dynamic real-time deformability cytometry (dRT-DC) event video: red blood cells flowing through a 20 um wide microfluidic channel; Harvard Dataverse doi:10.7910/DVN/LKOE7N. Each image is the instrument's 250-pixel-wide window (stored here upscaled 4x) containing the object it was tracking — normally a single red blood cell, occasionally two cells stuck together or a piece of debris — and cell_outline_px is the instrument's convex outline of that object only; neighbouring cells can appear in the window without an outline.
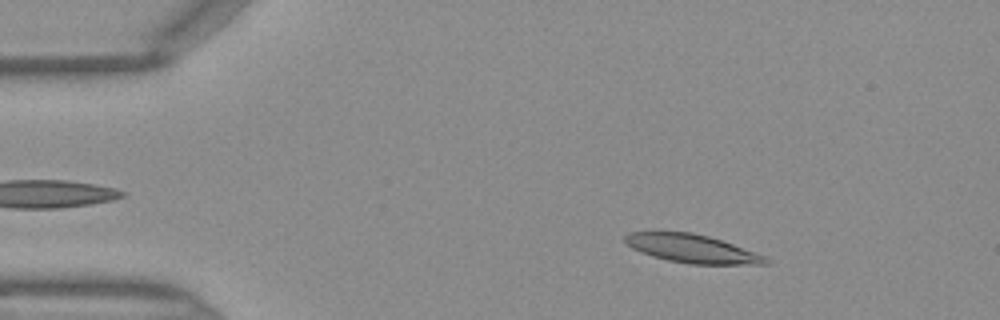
{"species": "Egyptian fruit bat (a non-hibernating species)", "species_latin": "Rousettus aegyptiacus", "temperature_condition": "warm", "stored_images_in_passage": 43, "camera_frame_rate_fps": 3000, "um_per_image_px": 0.085, "frame": {"image": 1, "passage_image": 4, "time_ms": 1.0, "image_size_px": [1000, 320], "cell_outline_px": [[772, 260], [768, 264], [692, 264], [668, 260], [652, 256], [640, 252], [632, 248], [624, 240], [624, 236], [628, 232], [692, 232], [708, 236], [768, 256]], "centroid_in_image_um": [58.85, 21.14], "position_along_channel_um": 26.1, "area_um2": 23.18}}
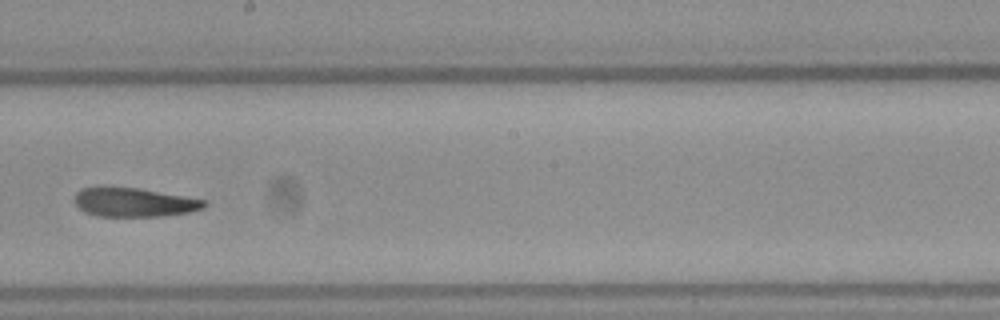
{"frame": {"image": 2, "passage_image": 23, "time_ms": 7.333, "image_size_px": [1000, 320], "cell_outline_px": [[208, 204], [204, 208], [188, 212], [160, 216], [96, 216], [84, 212], [76, 204], [76, 192], [80, 188], [96, 184], [108, 184], [136, 188], [208, 200]], "centroid_in_image_um": [11.33, 17.15], "position_along_channel_um": 236.9, "area_um2": 22.48}}
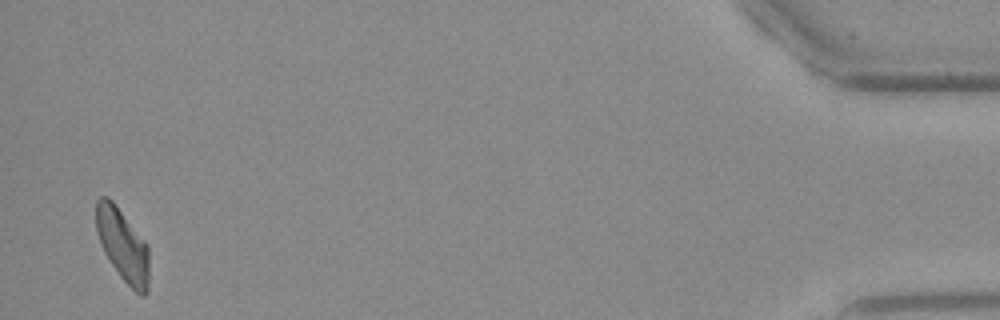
{"frame": {"image": 3, "passage_image": 42, "time_ms": 13.667, "image_size_px": [1000, 320], "cell_outline_px": [[148, 292], [144, 296], [140, 296], [120, 276], [104, 252], [96, 232], [96, 200], [100, 196], [108, 196], [112, 200], [148, 244]], "centroid_in_image_um": [10.43, 20.82], "position_along_channel_um": 424.8, "area_um2": 22.37}}